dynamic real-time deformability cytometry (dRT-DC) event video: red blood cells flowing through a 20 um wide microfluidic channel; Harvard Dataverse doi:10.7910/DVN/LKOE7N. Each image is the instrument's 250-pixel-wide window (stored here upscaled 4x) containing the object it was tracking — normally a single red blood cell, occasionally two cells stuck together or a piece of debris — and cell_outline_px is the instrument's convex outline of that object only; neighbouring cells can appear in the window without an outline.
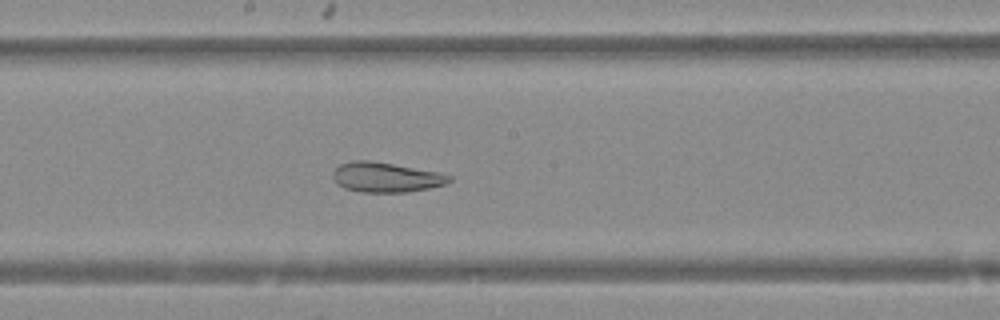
{"species": "Egyptian fruit bat (a non-hibernating species)", "species_latin": "Rousettus aegyptiacus", "temperature_condition": "warm", "stored_images_in_passage": 52, "camera_frame_rate_fps": 3000, "um_per_image_px": 0.085, "animal": {"sex": "female"}, "frame": {"image": 1, "passage_image": 29, "time_ms": 9.333, "image_size_px": [1000, 320], "cell_outline_px": [[452, 180], [444, 184], [428, 188], [408, 192], [360, 192], [344, 188], [336, 184], [332, 176], [332, 172], [340, 164], [352, 160], [368, 160], [440, 172], [452, 176]], "centroid_in_image_um": [32.77, 15.07], "position_along_channel_um": 215.4, "area_um2": 20.29}}
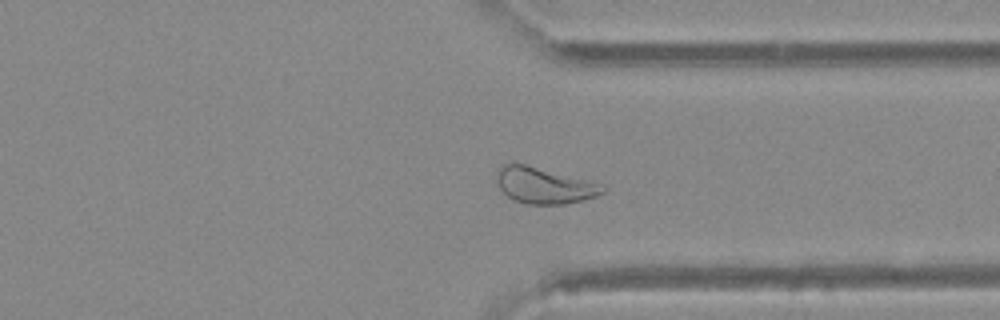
{"frame": {"image": 2, "passage_image": 40, "time_ms": 13.0, "image_size_px": [1000, 320], "cell_outline_px": [[604, 192], [596, 196], [564, 204], [528, 204], [516, 200], [508, 196], [500, 188], [496, 180], [496, 172], [504, 164], [524, 164], [604, 184]], "centroid_in_image_um": [46.26, 15.76], "position_along_channel_um": 365.1, "area_um2": 21.91}}
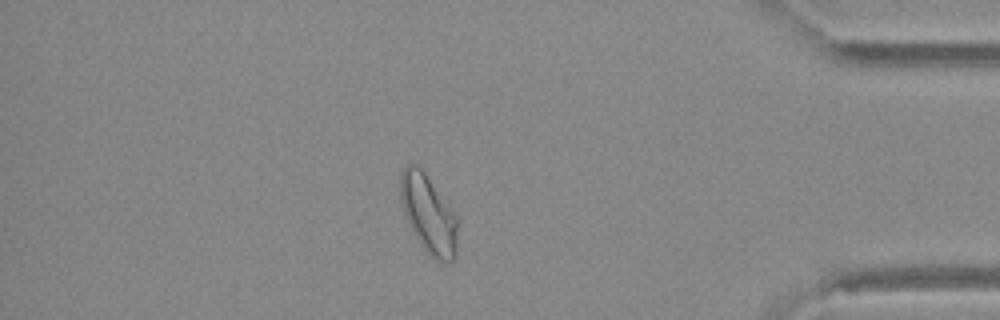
{"frame": {"image": 3, "passage_image": 45, "time_ms": 14.667, "image_size_px": [1000, 320], "cell_outline_px": [[456, 256], [448, 264], [436, 260], [420, 244], [412, 232], [408, 224], [404, 212], [400, 196], [400, 172], [404, 164], [420, 164], [456, 212]], "centroid_in_image_um": [36.41, 18.13], "position_along_channel_um": 398.8, "area_um2": 26.7}}